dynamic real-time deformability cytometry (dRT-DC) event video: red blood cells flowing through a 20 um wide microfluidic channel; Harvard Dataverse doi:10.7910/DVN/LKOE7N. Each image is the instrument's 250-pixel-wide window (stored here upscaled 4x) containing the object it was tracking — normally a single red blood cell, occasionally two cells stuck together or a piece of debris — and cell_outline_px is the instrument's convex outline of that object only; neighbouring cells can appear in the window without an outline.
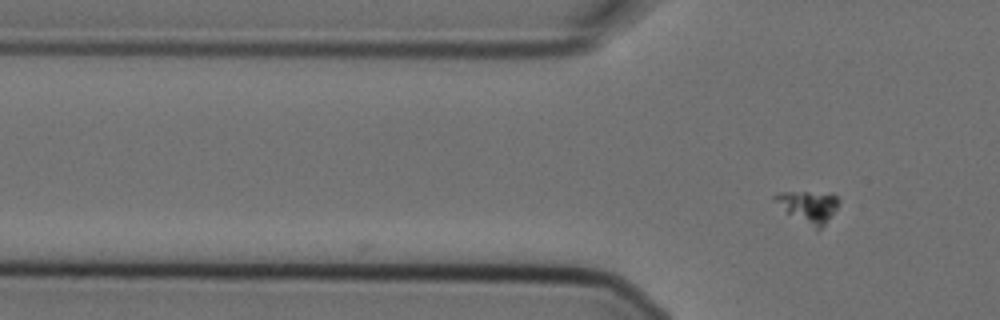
{"species": "Egyptian fruit bat (a non-hibernating species)", "species_latin": "Rousettus aegyptiacus", "temperature_condition": "cold", "stored_images_in_passage": 3, "camera_frame_rate_fps": 3000, "um_per_image_px": 0.085, "animal": {"sex": "female"}, "frame": {"image": 1, "passage_image": 3, "time_ms": 0.667, "image_size_px": [1000, 320], "cell_outline_px": [[840, 200], [836, 208], [824, 224], [820, 228], [816, 228], [788, 212], [772, 200], [772, 196], [780, 192], [832, 192]], "centroid_in_image_um": [68.72, 17.49], "position_along_channel_um": 57.1, "area_um2": 11.39}}